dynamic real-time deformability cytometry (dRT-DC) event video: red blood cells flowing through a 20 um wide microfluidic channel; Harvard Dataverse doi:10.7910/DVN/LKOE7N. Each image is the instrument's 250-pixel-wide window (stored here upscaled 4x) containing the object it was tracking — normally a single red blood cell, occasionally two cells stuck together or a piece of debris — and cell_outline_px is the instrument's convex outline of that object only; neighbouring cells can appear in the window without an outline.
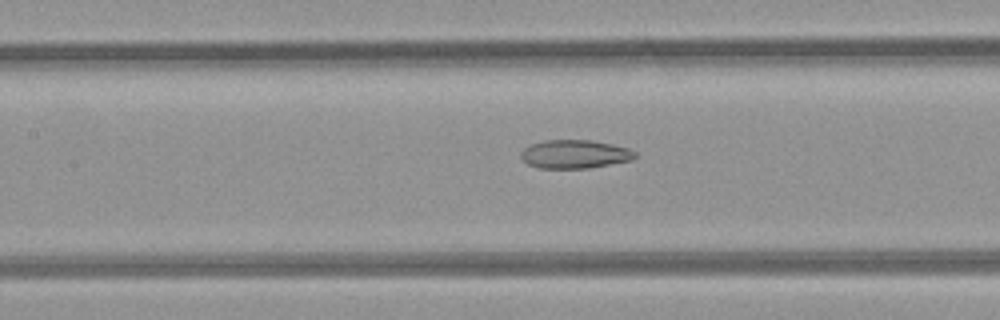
{"species": "common noctule bat (a hibernating species)", "species_latin": "Nyctalus noctula", "temperature_condition": "room temperature", "stored_images_in_passage": 17, "camera_frame_rate_fps": 3000, "um_per_image_px": 0.085, "animal": {"sex": "female", "body_mass_g": 21.9}, "frame": {"image": 1, "passage_image": 15, "time_ms": 4.667, "image_size_px": [1000, 320], "cell_outline_px": [[636, 156], [632, 160], [588, 168], [536, 168], [528, 164], [520, 156], [520, 152], [524, 148], [532, 144], [544, 140], [592, 140], [612, 144], [628, 148], [636, 152]], "centroid_in_image_um": [48.85, 13.1], "position_along_channel_um": 158.6, "area_um2": 18.96}}